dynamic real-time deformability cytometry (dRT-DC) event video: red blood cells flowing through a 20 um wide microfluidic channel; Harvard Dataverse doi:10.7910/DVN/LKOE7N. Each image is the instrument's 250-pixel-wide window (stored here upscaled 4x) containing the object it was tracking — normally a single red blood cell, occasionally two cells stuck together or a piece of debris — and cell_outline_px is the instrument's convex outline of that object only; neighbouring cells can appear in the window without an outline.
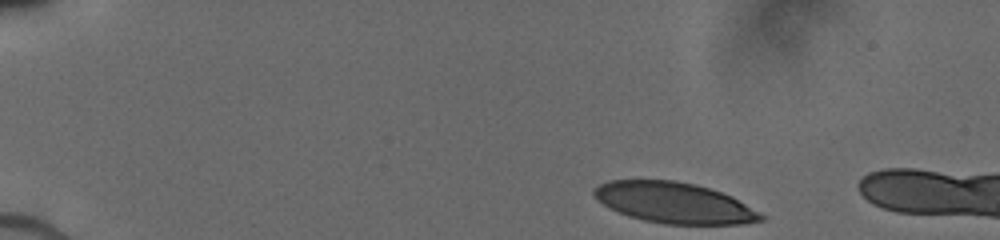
{"species": "human", "species_latin": "Homo sapiens", "temperature_condition": "cold", "stored_images_in_passage": 6, "camera_frame_rate_fps": 3000, "um_per_image_px": 0.085, "donor": {"sex": "male"}, "frame": {"image": 1, "passage_image": 1, "time_ms": 0.0, "image_size_px": [1000, 240], "cell_outline_px": [[764, 220], [744, 224], [664, 224], [644, 220], [628, 216], [608, 208], [596, 200], [592, 192], [600, 184], [608, 180], [676, 180], [696, 184], [732, 196], [760, 212], [764, 216]], "centroid_in_image_um": [57.29, 17.24], "position_along_channel_um": 27.7, "area_um2": 39.82}}